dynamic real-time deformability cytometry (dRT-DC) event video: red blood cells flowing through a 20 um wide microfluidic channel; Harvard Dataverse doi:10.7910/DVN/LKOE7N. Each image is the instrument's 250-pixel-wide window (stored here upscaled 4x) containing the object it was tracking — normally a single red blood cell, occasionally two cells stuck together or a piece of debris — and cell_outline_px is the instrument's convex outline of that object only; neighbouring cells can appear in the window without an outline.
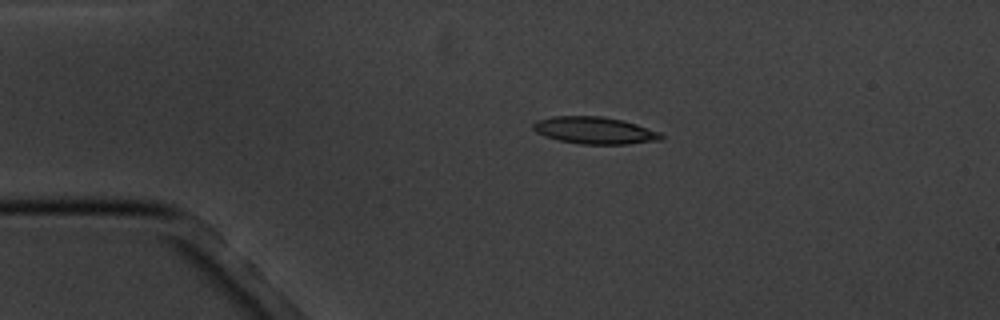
{"species": "common noctule bat (a hibernating species)", "species_latin": "Nyctalus noctula", "temperature_condition": "cold", "stored_images_in_passage": 5, "camera_frame_rate_fps": 3000, "um_per_image_px": 0.085, "animal": {"sex": "male", "body_mass_g": 20.1, "forearm_length_mm": 53.5}, "frame": {"image": 1, "passage_image": 3, "time_ms": 2.333, "image_size_px": [1000, 320], "cell_outline_px": [[664, 136], [660, 140], [624, 144], [580, 144], [560, 140], [544, 136], [536, 132], [532, 128], [532, 124], [536, 120], [552, 116], [600, 116], [624, 120], [660, 132]], "centroid_in_image_um": [50.51, 11.08], "position_along_channel_um": 34.5, "area_um2": 20.17}}
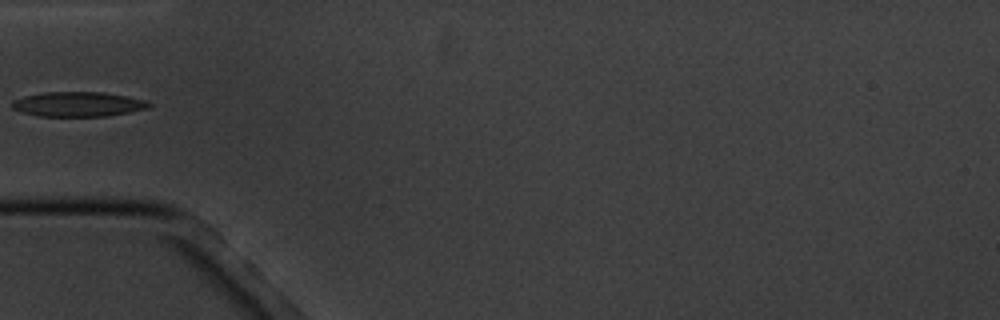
{"frame": {"image": 2, "passage_image": 5, "time_ms": 4.667, "image_size_px": [1000, 320], "cell_outline_px": [[152, 104], [148, 108], [108, 116], [40, 116], [20, 112], [12, 108], [12, 100], [24, 96], [44, 92], [104, 92], [144, 100]], "centroid_in_image_um": [6.59, 8.86], "position_along_channel_um": 78.4, "area_um2": 19.65}}